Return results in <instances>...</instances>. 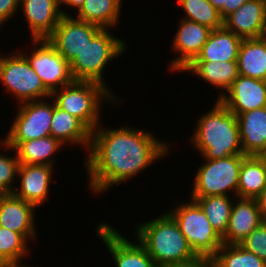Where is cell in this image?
Instances as JSON below:
<instances>
[{
  "instance_id": "obj_30",
  "label": "cell",
  "mask_w": 266,
  "mask_h": 267,
  "mask_svg": "<svg viewBox=\"0 0 266 267\" xmlns=\"http://www.w3.org/2000/svg\"><path fill=\"white\" fill-rule=\"evenodd\" d=\"M29 244L20 233L0 227V264L24 263L31 253Z\"/></svg>"
},
{
  "instance_id": "obj_16",
  "label": "cell",
  "mask_w": 266,
  "mask_h": 267,
  "mask_svg": "<svg viewBox=\"0 0 266 267\" xmlns=\"http://www.w3.org/2000/svg\"><path fill=\"white\" fill-rule=\"evenodd\" d=\"M236 116L266 107V81L238 75L224 95L218 99Z\"/></svg>"
},
{
  "instance_id": "obj_9",
  "label": "cell",
  "mask_w": 266,
  "mask_h": 267,
  "mask_svg": "<svg viewBox=\"0 0 266 267\" xmlns=\"http://www.w3.org/2000/svg\"><path fill=\"white\" fill-rule=\"evenodd\" d=\"M17 105L16 115L3 139L8 146L15 148L21 142L50 136L53 115L51 97Z\"/></svg>"
},
{
  "instance_id": "obj_35",
  "label": "cell",
  "mask_w": 266,
  "mask_h": 267,
  "mask_svg": "<svg viewBox=\"0 0 266 267\" xmlns=\"http://www.w3.org/2000/svg\"><path fill=\"white\" fill-rule=\"evenodd\" d=\"M220 13L224 20L227 16L237 10L241 5L249 0H208Z\"/></svg>"
},
{
  "instance_id": "obj_34",
  "label": "cell",
  "mask_w": 266,
  "mask_h": 267,
  "mask_svg": "<svg viewBox=\"0 0 266 267\" xmlns=\"http://www.w3.org/2000/svg\"><path fill=\"white\" fill-rule=\"evenodd\" d=\"M20 0H0V29L19 12ZM5 24V25H4Z\"/></svg>"
},
{
  "instance_id": "obj_7",
  "label": "cell",
  "mask_w": 266,
  "mask_h": 267,
  "mask_svg": "<svg viewBox=\"0 0 266 267\" xmlns=\"http://www.w3.org/2000/svg\"><path fill=\"white\" fill-rule=\"evenodd\" d=\"M245 154L227 158L204 159L196 167L190 198L208 196L237 197L238 181L242 160Z\"/></svg>"
},
{
  "instance_id": "obj_5",
  "label": "cell",
  "mask_w": 266,
  "mask_h": 267,
  "mask_svg": "<svg viewBox=\"0 0 266 267\" xmlns=\"http://www.w3.org/2000/svg\"><path fill=\"white\" fill-rule=\"evenodd\" d=\"M55 105L80 119L91 131L102 123L103 104L121 102L102 84L93 81H73L51 93ZM118 103V104H117Z\"/></svg>"
},
{
  "instance_id": "obj_32",
  "label": "cell",
  "mask_w": 266,
  "mask_h": 267,
  "mask_svg": "<svg viewBox=\"0 0 266 267\" xmlns=\"http://www.w3.org/2000/svg\"><path fill=\"white\" fill-rule=\"evenodd\" d=\"M0 140V150L2 152H0V194H12L17 186L15 181H17L19 160L14 148L8 146L3 138ZM11 150L13 151V156L7 152Z\"/></svg>"
},
{
  "instance_id": "obj_40",
  "label": "cell",
  "mask_w": 266,
  "mask_h": 267,
  "mask_svg": "<svg viewBox=\"0 0 266 267\" xmlns=\"http://www.w3.org/2000/svg\"><path fill=\"white\" fill-rule=\"evenodd\" d=\"M258 156L263 160L264 167H265V170H266V152L263 153V154H260Z\"/></svg>"
},
{
  "instance_id": "obj_4",
  "label": "cell",
  "mask_w": 266,
  "mask_h": 267,
  "mask_svg": "<svg viewBox=\"0 0 266 267\" xmlns=\"http://www.w3.org/2000/svg\"><path fill=\"white\" fill-rule=\"evenodd\" d=\"M111 31L110 28H102L70 63V71L74 81L100 83L122 103V98L114 93L112 86L103 77L107 66L118 57L124 56L129 46L128 41L115 37Z\"/></svg>"
},
{
  "instance_id": "obj_27",
  "label": "cell",
  "mask_w": 266,
  "mask_h": 267,
  "mask_svg": "<svg viewBox=\"0 0 266 267\" xmlns=\"http://www.w3.org/2000/svg\"><path fill=\"white\" fill-rule=\"evenodd\" d=\"M266 189V170L263 160L256 155H247L240 168L237 197L257 199Z\"/></svg>"
},
{
  "instance_id": "obj_13",
  "label": "cell",
  "mask_w": 266,
  "mask_h": 267,
  "mask_svg": "<svg viewBox=\"0 0 266 267\" xmlns=\"http://www.w3.org/2000/svg\"><path fill=\"white\" fill-rule=\"evenodd\" d=\"M178 19H180L178 27L170 43L171 52L175 54V57L169 62L168 68L170 73L180 72V75L181 71L200 53L212 29L191 20Z\"/></svg>"
},
{
  "instance_id": "obj_29",
  "label": "cell",
  "mask_w": 266,
  "mask_h": 267,
  "mask_svg": "<svg viewBox=\"0 0 266 267\" xmlns=\"http://www.w3.org/2000/svg\"><path fill=\"white\" fill-rule=\"evenodd\" d=\"M183 10L182 19L191 20L210 29L223 27L219 11L208 0H175Z\"/></svg>"
},
{
  "instance_id": "obj_19",
  "label": "cell",
  "mask_w": 266,
  "mask_h": 267,
  "mask_svg": "<svg viewBox=\"0 0 266 267\" xmlns=\"http://www.w3.org/2000/svg\"><path fill=\"white\" fill-rule=\"evenodd\" d=\"M263 222L257 199L236 197L227 230L222 236L223 244H239Z\"/></svg>"
},
{
  "instance_id": "obj_17",
  "label": "cell",
  "mask_w": 266,
  "mask_h": 267,
  "mask_svg": "<svg viewBox=\"0 0 266 267\" xmlns=\"http://www.w3.org/2000/svg\"><path fill=\"white\" fill-rule=\"evenodd\" d=\"M223 26L241 39L266 36V0H249L223 20Z\"/></svg>"
},
{
  "instance_id": "obj_28",
  "label": "cell",
  "mask_w": 266,
  "mask_h": 267,
  "mask_svg": "<svg viewBox=\"0 0 266 267\" xmlns=\"http://www.w3.org/2000/svg\"><path fill=\"white\" fill-rule=\"evenodd\" d=\"M190 199L199 204L213 228L222 237L227 230L232 205L236 197L208 196Z\"/></svg>"
},
{
  "instance_id": "obj_8",
  "label": "cell",
  "mask_w": 266,
  "mask_h": 267,
  "mask_svg": "<svg viewBox=\"0 0 266 267\" xmlns=\"http://www.w3.org/2000/svg\"><path fill=\"white\" fill-rule=\"evenodd\" d=\"M0 52V85L13 95L16 104L51 97L41 78L30 66L20 49L10 53Z\"/></svg>"
},
{
  "instance_id": "obj_12",
  "label": "cell",
  "mask_w": 266,
  "mask_h": 267,
  "mask_svg": "<svg viewBox=\"0 0 266 267\" xmlns=\"http://www.w3.org/2000/svg\"><path fill=\"white\" fill-rule=\"evenodd\" d=\"M101 29L94 23L63 15L46 39L70 64Z\"/></svg>"
},
{
  "instance_id": "obj_31",
  "label": "cell",
  "mask_w": 266,
  "mask_h": 267,
  "mask_svg": "<svg viewBox=\"0 0 266 267\" xmlns=\"http://www.w3.org/2000/svg\"><path fill=\"white\" fill-rule=\"evenodd\" d=\"M215 267H266V262L239 244H223L212 257Z\"/></svg>"
},
{
  "instance_id": "obj_37",
  "label": "cell",
  "mask_w": 266,
  "mask_h": 267,
  "mask_svg": "<svg viewBox=\"0 0 266 267\" xmlns=\"http://www.w3.org/2000/svg\"><path fill=\"white\" fill-rule=\"evenodd\" d=\"M170 267H215L212 258L198 257L194 261Z\"/></svg>"
},
{
  "instance_id": "obj_18",
  "label": "cell",
  "mask_w": 266,
  "mask_h": 267,
  "mask_svg": "<svg viewBox=\"0 0 266 267\" xmlns=\"http://www.w3.org/2000/svg\"><path fill=\"white\" fill-rule=\"evenodd\" d=\"M19 9L28 26L31 40L46 39L63 16L59 0H20Z\"/></svg>"
},
{
  "instance_id": "obj_23",
  "label": "cell",
  "mask_w": 266,
  "mask_h": 267,
  "mask_svg": "<svg viewBox=\"0 0 266 267\" xmlns=\"http://www.w3.org/2000/svg\"><path fill=\"white\" fill-rule=\"evenodd\" d=\"M242 40L224 26L214 29L193 61H237Z\"/></svg>"
},
{
  "instance_id": "obj_22",
  "label": "cell",
  "mask_w": 266,
  "mask_h": 267,
  "mask_svg": "<svg viewBox=\"0 0 266 267\" xmlns=\"http://www.w3.org/2000/svg\"><path fill=\"white\" fill-rule=\"evenodd\" d=\"M243 154L260 155L266 152V107L243 112L236 116Z\"/></svg>"
},
{
  "instance_id": "obj_25",
  "label": "cell",
  "mask_w": 266,
  "mask_h": 267,
  "mask_svg": "<svg viewBox=\"0 0 266 267\" xmlns=\"http://www.w3.org/2000/svg\"><path fill=\"white\" fill-rule=\"evenodd\" d=\"M123 2L122 0H85L74 17L102 28L117 29L121 23Z\"/></svg>"
},
{
  "instance_id": "obj_38",
  "label": "cell",
  "mask_w": 266,
  "mask_h": 267,
  "mask_svg": "<svg viewBox=\"0 0 266 267\" xmlns=\"http://www.w3.org/2000/svg\"><path fill=\"white\" fill-rule=\"evenodd\" d=\"M263 221H266V189L257 198Z\"/></svg>"
},
{
  "instance_id": "obj_26",
  "label": "cell",
  "mask_w": 266,
  "mask_h": 267,
  "mask_svg": "<svg viewBox=\"0 0 266 267\" xmlns=\"http://www.w3.org/2000/svg\"><path fill=\"white\" fill-rule=\"evenodd\" d=\"M65 147L58 139L52 136L39 139L28 140L19 143L15 148V153L19 164H38L54 166L58 151Z\"/></svg>"
},
{
  "instance_id": "obj_6",
  "label": "cell",
  "mask_w": 266,
  "mask_h": 267,
  "mask_svg": "<svg viewBox=\"0 0 266 267\" xmlns=\"http://www.w3.org/2000/svg\"><path fill=\"white\" fill-rule=\"evenodd\" d=\"M166 211L177 222L180 231L198 257L212 258L223 245L222 237L213 228L199 204L190 199L174 201Z\"/></svg>"
},
{
  "instance_id": "obj_10",
  "label": "cell",
  "mask_w": 266,
  "mask_h": 267,
  "mask_svg": "<svg viewBox=\"0 0 266 267\" xmlns=\"http://www.w3.org/2000/svg\"><path fill=\"white\" fill-rule=\"evenodd\" d=\"M30 45L29 53L28 49L23 51L24 47L20 52L51 93L74 81L70 64L47 39H32Z\"/></svg>"
},
{
  "instance_id": "obj_14",
  "label": "cell",
  "mask_w": 266,
  "mask_h": 267,
  "mask_svg": "<svg viewBox=\"0 0 266 267\" xmlns=\"http://www.w3.org/2000/svg\"><path fill=\"white\" fill-rule=\"evenodd\" d=\"M54 166L38 164H19L17 181L13 194L37 208L48 202L53 180Z\"/></svg>"
},
{
  "instance_id": "obj_11",
  "label": "cell",
  "mask_w": 266,
  "mask_h": 267,
  "mask_svg": "<svg viewBox=\"0 0 266 267\" xmlns=\"http://www.w3.org/2000/svg\"><path fill=\"white\" fill-rule=\"evenodd\" d=\"M94 231L98 239L105 244L115 267H157L145 247L135 237V241L129 239L109 222L97 223Z\"/></svg>"
},
{
  "instance_id": "obj_3",
  "label": "cell",
  "mask_w": 266,
  "mask_h": 267,
  "mask_svg": "<svg viewBox=\"0 0 266 267\" xmlns=\"http://www.w3.org/2000/svg\"><path fill=\"white\" fill-rule=\"evenodd\" d=\"M137 225V226H136ZM133 229L157 267H170L194 261L198 256L174 218L165 210L158 217L142 221Z\"/></svg>"
},
{
  "instance_id": "obj_21",
  "label": "cell",
  "mask_w": 266,
  "mask_h": 267,
  "mask_svg": "<svg viewBox=\"0 0 266 267\" xmlns=\"http://www.w3.org/2000/svg\"><path fill=\"white\" fill-rule=\"evenodd\" d=\"M183 72L196 76L195 78H199L211 87L217 88L215 90L220 89L216 100L224 95L239 75L237 61H192L181 71V73Z\"/></svg>"
},
{
  "instance_id": "obj_1",
  "label": "cell",
  "mask_w": 266,
  "mask_h": 267,
  "mask_svg": "<svg viewBox=\"0 0 266 267\" xmlns=\"http://www.w3.org/2000/svg\"><path fill=\"white\" fill-rule=\"evenodd\" d=\"M106 126L102 122L92 131L87 157L83 160L87 188L95 196L138 178L148 166L168 157L174 148L171 141H163L155 137L153 131L141 127L129 124L118 128Z\"/></svg>"
},
{
  "instance_id": "obj_36",
  "label": "cell",
  "mask_w": 266,
  "mask_h": 267,
  "mask_svg": "<svg viewBox=\"0 0 266 267\" xmlns=\"http://www.w3.org/2000/svg\"><path fill=\"white\" fill-rule=\"evenodd\" d=\"M84 1L85 0H59V4H60V9H61L62 15L71 16V14H72L70 12L71 9L73 11H76L73 14L77 13L81 9V7L83 6ZM64 6H65V8H64ZM68 8L70 9L69 13L67 11ZM65 9H66L67 12L65 11Z\"/></svg>"
},
{
  "instance_id": "obj_33",
  "label": "cell",
  "mask_w": 266,
  "mask_h": 267,
  "mask_svg": "<svg viewBox=\"0 0 266 267\" xmlns=\"http://www.w3.org/2000/svg\"><path fill=\"white\" fill-rule=\"evenodd\" d=\"M239 245L266 262V221L251 231Z\"/></svg>"
},
{
  "instance_id": "obj_24",
  "label": "cell",
  "mask_w": 266,
  "mask_h": 267,
  "mask_svg": "<svg viewBox=\"0 0 266 267\" xmlns=\"http://www.w3.org/2000/svg\"><path fill=\"white\" fill-rule=\"evenodd\" d=\"M237 66L239 75L266 81V36L242 40Z\"/></svg>"
},
{
  "instance_id": "obj_20",
  "label": "cell",
  "mask_w": 266,
  "mask_h": 267,
  "mask_svg": "<svg viewBox=\"0 0 266 267\" xmlns=\"http://www.w3.org/2000/svg\"><path fill=\"white\" fill-rule=\"evenodd\" d=\"M50 136L58 139L63 145L83 148L87 154L92 131L77 117L55 105L53 100V115Z\"/></svg>"
},
{
  "instance_id": "obj_15",
  "label": "cell",
  "mask_w": 266,
  "mask_h": 267,
  "mask_svg": "<svg viewBox=\"0 0 266 267\" xmlns=\"http://www.w3.org/2000/svg\"><path fill=\"white\" fill-rule=\"evenodd\" d=\"M38 208L12 194H0V227L20 233L29 243L37 240Z\"/></svg>"
},
{
  "instance_id": "obj_2",
  "label": "cell",
  "mask_w": 266,
  "mask_h": 267,
  "mask_svg": "<svg viewBox=\"0 0 266 267\" xmlns=\"http://www.w3.org/2000/svg\"><path fill=\"white\" fill-rule=\"evenodd\" d=\"M214 103L209 111L197 117L190 146L203 159L214 160L243 154L236 115L219 100L215 99Z\"/></svg>"
},
{
  "instance_id": "obj_39",
  "label": "cell",
  "mask_w": 266,
  "mask_h": 267,
  "mask_svg": "<svg viewBox=\"0 0 266 267\" xmlns=\"http://www.w3.org/2000/svg\"><path fill=\"white\" fill-rule=\"evenodd\" d=\"M0 267H33L29 263H20V264H0ZM35 267V266H34Z\"/></svg>"
}]
</instances>
